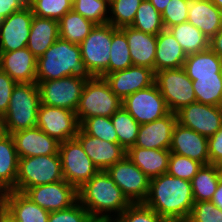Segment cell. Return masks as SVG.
<instances>
[{
    "label": "cell",
    "mask_w": 222,
    "mask_h": 222,
    "mask_svg": "<svg viewBox=\"0 0 222 222\" xmlns=\"http://www.w3.org/2000/svg\"><path fill=\"white\" fill-rule=\"evenodd\" d=\"M112 43V25L96 24L89 35L79 44L81 58L93 77L109 74Z\"/></svg>",
    "instance_id": "52a82bcc"
},
{
    "label": "cell",
    "mask_w": 222,
    "mask_h": 222,
    "mask_svg": "<svg viewBox=\"0 0 222 222\" xmlns=\"http://www.w3.org/2000/svg\"><path fill=\"white\" fill-rule=\"evenodd\" d=\"M41 104L37 83H17L6 113L2 116L3 132L12 134L36 127Z\"/></svg>",
    "instance_id": "277c9868"
},
{
    "label": "cell",
    "mask_w": 222,
    "mask_h": 222,
    "mask_svg": "<svg viewBox=\"0 0 222 222\" xmlns=\"http://www.w3.org/2000/svg\"><path fill=\"white\" fill-rule=\"evenodd\" d=\"M106 172L131 204L143 203L148 195L150 178L126 155Z\"/></svg>",
    "instance_id": "8fae6325"
},
{
    "label": "cell",
    "mask_w": 222,
    "mask_h": 222,
    "mask_svg": "<svg viewBox=\"0 0 222 222\" xmlns=\"http://www.w3.org/2000/svg\"><path fill=\"white\" fill-rule=\"evenodd\" d=\"M168 30L181 45L186 55L209 49L210 39L188 21L171 26Z\"/></svg>",
    "instance_id": "4dcf8cb0"
},
{
    "label": "cell",
    "mask_w": 222,
    "mask_h": 222,
    "mask_svg": "<svg viewBox=\"0 0 222 222\" xmlns=\"http://www.w3.org/2000/svg\"><path fill=\"white\" fill-rule=\"evenodd\" d=\"M0 69L16 83L37 82V58L27 47L0 53Z\"/></svg>",
    "instance_id": "7402d4cb"
},
{
    "label": "cell",
    "mask_w": 222,
    "mask_h": 222,
    "mask_svg": "<svg viewBox=\"0 0 222 222\" xmlns=\"http://www.w3.org/2000/svg\"><path fill=\"white\" fill-rule=\"evenodd\" d=\"M78 201L91 217H117L131 204L104 170L78 189Z\"/></svg>",
    "instance_id": "3957f363"
},
{
    "label": "cell",
    "mask_w": 222,
    "mask_h": 222,
    "mask_svg": "<svg viewBox=\"0 0 222 222\" xmlns=\"http://www.w3.org/2000/svg\"><path fill=\"white\" fill-rule=\"evenodd\" d=\"M117 218L119 222H167L143 203L130 204Z\"/></svg>",
    "instance_id": "7bdbcfd3"
},
{
    "label": "cell",
    "mask_w": 222,
    "mask_h": 222,
    "mask_svg": "<svg viewBox=\"0 0 222 222\" xmlns=\"http://www.w3.org/2000/svg\"><path fill=\"white\" fill-rule=\"evenodd\" d=\"M183 69L192 81L197 77L222 76L220 57L210 48L187 55Z\"/></svg>",
    "instance_id": "f546056e"
},
{
    "label": "cell",
    "mask_w": 222,
    "mask_h": 222,
    "mask_svg": "<svg viewBox=\"0 0 222 222\" xmlns=\"http://www.w3.org/2000/svg\"><path fill=\"white\" fill-rule=\"evenodd\" d=\"M202 163L189 157L171 153L169 157L167 174L191 181L202 167Z\"/></svg>",
    "instance_id": "b9f144b4"
},
{
    "label": "cell",
    "mask_w": 222,
    "mask_h": 222,
    "mask_svg": "<svg viewBox=\"0 0 222 222\" xmlns=\"http://www.w3.org/2000/svg\"><path fill=\"white\" fill-rule=\"evenodd\" d=\"M73 76L86 81L93 76L81 58L79 44L68 42L60 37L37 59V82L57 80Z\"/></svg>",
    "instance_id": "7a4b0ae2"
},
{
    "label": "cell",
    "mask_w": 222,
    "mask_h": 222,
    "mask_svg": "<svg viewBox=\"0 0 222 222\" xmlns=\"http://www.w3.org/2000/svg\"><path fill=\"white\" fill-rule=\"evenodd\" d=\"M119 29L126 35L133 65L148 67L155 73L157 35L146 34L131 26Z\"/></svg>",
    "instance_id": "603a6c76"
},
{
    "label": "cell",
    "mask_w": 222,
    "mask_h": 222,
    "mask_svg": "<svg viewBox=\"0 0 222 222\" xmlns=\"http://www.w3.org/2000/svg\"><path fill=\"white\" fill-rule=\"evenodd\" d=\"M143 204L167 222L186 221L194 204L191 181L167 173L151 178L148 195Z\"/></svg>",
    "instance_id": "6da1fadb"
},
{
    "label": "cell",
    "mask_w": 222,
    "mask_h": 222,
    "mask_svg": "<svg viewBox=\"0 0 222 222\" xmlns=\"http://www.w3.org/2000/svg\"><path fill=\"white\" fill-rule=\"evenodd\" d=\"M192 83L196 102L222 107V76L197 77Z\"/></svg>",
    "instance_id": "836d02e7"
},
{
    "label": "cell",
    "mask_w": 222,
    "mask_h": 222,
    "mask_svg": "<svg viewBox=\"0 0 222 222\" xmlns=\"http://www.w3.org/2000/svg\"><path fill=\"white\" fill-rule=\"evenodd\" d=\"M189 3L190 0H170L161 14L165 29L188 20Z\"/></svg>",
    "instance_id": "ee69618b"
},
{
    "label": "cell",
    "mask_w": 222,
    "mask_h": 222,
    "mask_svg": "<svg viewBox=\"0 0 222 222\" xmlns=\"http://www.w3.org/2000/svg\"><path fill=\"white\" fill-rule=\"evenodd\" d=\"M0 222H18V221L1 206Z\"/></svg>",
    "instance_id": "db71d44e"
},
{
    "label": "cell",
    "mask_w": 222,
    "mask_h": 222,
    "mask_svg": "<svg viewBox=\"0 0 222 222\" xmlns=\"http://www.w3.org/2000/svg\"><path fill=\"white\" fill-rule=\"evenodd\" d=\"M176 124L177 115L173 112L153 122L140 124L135 146L145 149H169Z\"/></svg>",
    "instance_id": "44dd1931"
},
{
    "label": "cell",
    "mask_w": 222,
    "mask_h": 222,
    "mask_svg": "<svg viewBox=\"0 0 222 222\" xmlns=\"http://www.w3.org/2000/svg\"><path fill=\"white\" fill-rule=\"evenodd\" d=\"M169 222H188V221L186 220V221H169Z\"/></svg>",
    "instance_id": "6125c7cd"
},
{
    "label": "cell",
    "mask_w": 222,
    "mask_h": 222,
    "mask_svg": "<svg viewBox=\"0 0 222 222\" xmlns=\"http://www.w3.org/2000/svg\"><path fill=\"white\" fill-rule=\"evenodd\" d=\"M72 10L94 24L108 23L109 3L106 0H75Z\"/></svg>",
    "instance_id": "ab89813d"
},
{
    "label": "cell",
    "mask_w": 222,
    "mask_h": 222,
    "mask_svg": "<svg viewBox=\"0 0 222 222\" xmlns=\"http://www.w3.org/2000/svg\"><path fill=\"white\" fill-rule=\"evenodd\" d=\"M143 0H113L109 4L108 23L115 28L130 26Z\"/></svg>",
    "instance_id": "74e56055"
},
{
    "label": "cell",
    "mask_w": 222,
    "mask_h": 222,
    "mask_svg": "<svg viewBox=\"0 0 222 222\" xmlns=\"http://www.w3.org/2000/svg\"><path fill=\"white\" fill-rule=\"evenodd\" d=\"M122 107L139 123L153 122L170 113L155 82L127 96Z\"/></svg>",
    "instance_id": "7c38bea8"
},
{
    "label": "cell",
    "mask_w": 222,
    "mask_h": 222,
    "mask_svg": "<svg viewBox=\"0 0 222 222\" xmlns=\"http://www.w3.org/2000/svg\"><path fill=\"white\" fill-rule=\"evenodd\" d=\"M3 133L2 117L0 116V135Z\"/></svg>",
    "instance_id": "680465c9"
},
{
    "label": "cell",
    "mask_w": 222,
    "mask_h": 222,
    "mask_svg": "<svg viewBox=\"0 0 222 222\" xmlns=\"http://www.w3.org/2000/svg\"><path fill=\"white\" fill-rule=\"evenodd\" d=\"M186 57L187 55L181 45L168 29H164L157 34L155 73L183 67Z\"/></svg>",
    "instance_id": "83f0119b"
},
{
    "label": "cell",
    "mask_w": 222,
    "mask_h": 222,
    "mask_svg": "<svg viewBox=\"0 0 222 222\" xmlns=\"http://www.w3.org/2000/svg\"><path fill=\"white\" fill-rule=\"evenodd\" d=\"M209 48L219 57L222 56V27L209 41Z\"/></svg>",
    "instance_id": "f907efd6"
},
{
    "label": "cell",
    "mask_w": 222,
    "mask_h": 222,
    "mask_svg": "<svg viewBox=\"0 0 222 222\" xmlns=\"http://www.w3.org/2000/svg\"><path fill=\"white\" fill-rule=\"evenodd\" d=\"M17 83L0 69V116L2 117L9 106L12 91Z\"/></svg>",
    "instance_id": "7dc6e473"
},
{
    "label": "cell",
    "mask_w": 222,
    "mask_h": 222,
    "mask_svg": "<svg viewBox=\"0 0 222 222\" xmlns=\"http://www.w3.org/2000/svg\"><path fill=\"white\" fill-rule=\"evenodd\" d=\"M30 0H0V19L8 17L13 12L21 10Z\"/></svg>",
    "instance_id": "681fc988"
},
{
    "label": "cell",
    "mask_w": 222,
    "mask_h": 222,
    "mask_svg": "<svg viewBox=\"0 0 222 222\" xmlns=\"http://www.w3.org/2000/svg\"><path fill=\"white\" fill-rule=\"evenodd\" d=\"M220 173V176L222 177V159L216 164Z\"/></svg>",
    "instance_id": "6f0895ef"
},
{
    "label": "cell",
    "mask_w": 222,
    "mask_h": 222,
    "mask_svg": "<svg viewBox=\"0 0 222 222\" xmlns=\"http://www.w3.org/2000/svg\"><path fill=\"white\" fill-rule=\"evenodd\" d=\"M155 84L170 112L176 113L182 107L196 102L192 80L183 67L157 71Z\"/></svg>",
    "instance_id": "ba28073f"
},
{
    "label": "cell",
    "mask_w": 222,
    "mask_h": 222,
    "mask_svg": "<svg viewBox=\"0 0 222 222\" xmlns=\"http://www.w3.org/2000/svg\"><path fill=\"white\" fill-rule=\"evenodd\" d=\"M188 222H222V211L212 201L194 202Z\"/></svg>",
    "instance_id": "f6af8a7d"
},
{
    "label": "cell",
    "mask_w": 222,
    "mask_h": 222,
    "mask_svg": "<svg viewBox=\"0 0 222 222\" xmlns=\"http://www.w3.org/2000/svg\"><path fill=\"white\" fill-rule=\"evenodd\" d=\"M118 136V143L128 150L137 141L140 124L123 108L117 110L111 117Z\"/></svg>",
    "instance_id": "e575fe53"
},
{
    "label": "cell",
    "mask_w": 222,
    "mask_h": 222,
    "mask_svg": "<svg viewBox=\"0 0 222 222\" xmlns=\"http://www.w3.org/2000/svg\"><path fill=\"white\" fill-rule=\"evenodd\" d=\"M19 156L11 134L0 135V192L14 191L18 174Z\"/></svg>",
    "instance_id": "f1b7e54d"
},
{
    "label": "cell",
    "mask_w": 222,
    "mask_h": 222,
    "mask_svg": "<svg viewBox=\"0 0 222 222\" xmlns=\"http://www.w3.org/2000/svg\"><path fill=\"white\" fill-rule=\"evenodd\" d=\"M222 11V0H211Z\"/></svg>",
    "instance_id": "9f6ffc18"
},
{
    "label": "cell",
    "mask_w": 222,
    "mask_h": 222,
    "mask_svg": "<svg viewBox=\"0 0 222 222\" xmlns=\"http://www.w3.org/2000/svg\"><path fill=\"white\" fill-rule=\"evenodd\" d=\"M58 24L60 38L74 44H80L96 25L74 10L67 12Z\"/></svg>",
    "instance_id": "1f68e13d"
},
{
    "label": "cell",
    "mask_w": 222,
    "mask_h": 222,
    "mask_svg": "<svg viewBox=\"0 0 222 222\" xmlns=\"http://www.w3.org/2000/svg\"><path fill=\"white\" fill-rule=\"evenodd\" d=\"M177 122L207 138L222 127V107L191 103L176 112Z\"/></svg>",
    "instance_id": "5bb4252c"
},
{
    "label": "cell",
    "mask_w": 222,
    "mask_h": 222,
    "mask_svg": "<svg viewBox=\"0 0 222 222\" xmlns=\"http://www.w3.org/2000/svg\"><path fill=\"white\" fill-rule=\"evenodd\" d=\"M220 62H221V73H222V56L220 57Z\"/></svg>",
    "instance_id": "94428289"
},
{
    "label": "cell",
    "mask_w": 222,
    "mask_h": 222,
    "mask_svg": "<svg viewBox=\"0 0 222 222\" xmlns=\"http://www.w3.org/2000/svg\"><path fill=\"white\" fill-rule=\"evenodd\" d=\"M158 12L163 13L170 0H149Z\"/></svg>",
    "instance_id": "f5cc1de1"
},
{
    "label": "cell",
    "mask_w": 222,
    "mask_h": 222,
    "mask_svg": "<svg viewBox=\"0 0 222 222\" xmlns=\"http://www.w3.org/2000/svg\"><path fill=\"white\" fill-rule=\"evenodd\" d=\"M211 201L222 211V178L218 183V187L213 194Z\"/></svg>",
    "instance_id": "816d5d0a"
},
{
    "label": "cell",
    "mask_w": 222,
    "mask_h": 222,
    "mask_svg": "<svg viewBox=\"0 0 222 222\" xmlns=\"http://www.w3.org/2000/svg\"><path fill=\"white\" fill-rule=\"evenodd\" d=\"M75 138L80 142L88 157L99 170L106 171L127 154V150L119 143H111L92 137L85 134L80 128Z\"/></svg>",
    "instance_id": "ffe728a7"
},
{
    "label": "cell",
    "mask_w": 222,
    "mask_h": 222,
    "mask_svg": "<svg viewBox=\"0 0 222 222\" xmlns=\"http://www.w3.org/2000/svg\"><path fill=\"white\" fill-rule=\"evenodd\" d=\"M88 210L77 201L71 207L50 212L48 222H90Z\"/></svg>",
    "instance_id": "bcb514c9"
},
{
    "label": "cell",
    "mask_w": 222,
    "mask_h": 222,
    "mask_svg": "<svg viewBox=\"0 0 222 222\" xmlns=\"http://www.w3.org/2000/svg\"><path fill=\"white\" fill-rule=\"evenodd\" d=\"M169 150L171 153L189 157L203 165L210 164L208 138L177 122Z\"/></svg>",
    "instance_id": "d6986e66"
},
{
    "label": "cell",
    "mask_w": 222,
    "mask_h": 222,
    "mask_svg": "<svg viewBox=\"0 0 222 222\" xmlns=\"http://www.w3.org/2000/svg\"><path fill=\"white\" fill-rule=\"evenodd\" d=\"M221 178L217 165H202L191 180L194 202L211 201Z\"/></svg>",
    "instance_id": "d6a6232c"
},
{
    "label": "cell",
    "mask_w": 222,
    "mask_h": 222,
    "mask_svg": "<svg viewBox=\"0 0 222 222\" xmlns=\"http://www.w3.org/2000/svg\"><path fill=\"white\" fill-rule=\"evenodd\" d=\"M0 205H2V193L0 192Z\"/></svg>",
    "instance_id": "91938a15"
},
{
    "label": "cell",
    "mask_w": 222,
    "mask_h": 222,
    "mask_svg": "<svg viewBox=\"0 0 222 222\" xmlns=\"http://www.w3.org/2000/svg\"><path fill=\"white\" fill-rule=\"evenodd\" d=\"M170 154L169 149H145L134 145L126 155L151 179L167 173Z\"/></svg>",
    "instance_id": "484cf974"
},
{
    "label": "cell",
    "mask_w": 222,
    "mask_h": 222,
    "mask_svg": "<svg viewBox=\"0 0 222 222\" xmlns=\"http://www.w3.org/2000/svg\"><path fill=\"white\" fill-rule=\"evenodd\" d=\"M2 207L18 222H48L49 219L50 212L41 208L22 192H4Z\"/></svg>",
    "instance_id": "cb8c5ba5"
},
{
    "label": "cell",
    "mask_w": 222,
    "mask_h": 222,
    "mask_svg": "<svg viewBox=\"0 0 222 222\" xmlns=\"http://www.w3.org/2000/svg\"><path fill=\"white\" fill-rule=\"evenodd\" d=\"M187 21L211 39L222 27V11L211 0H190Z\"/></svg>",
    "instance_id": "d4e9b609"
},
{
    "label": "cell",
    "mask_w": 222,
    "mask_h": 222,
    "mask_svg": "<svg viewBox=\"0 0 222 222\" xmlns=\"http://www.w3.org/2000/svg\"><path fill=\"white\" fill-rule=\"evenodd\" d=\"M90 222H119L117 217H91Z\"/></svg>",
    "instance_id": "11a10c76"
},
{
    "label": "cell",
    "mask_w": 222,
    "mask_h": 222,
    "mask_svg": "<svg viewBox=\"0 0 222 222\" xmlns=\"http://www.w3.org/2000/svg\"><path fill=\"white\" fill-rule=\"evenodd\" d=\"M11 136L19 158L59 154L60 143L38 127L19 130Z\"/></svg>",
    "instance_id": "ac0fdd59"
},
{
    "label": "cell",
    "mask_w": 222,
    "mask_h": 222,
    "mask_svg": "<svg viewBox=\"0 0 222 222\" xmlns=\"http://www.w3.org/2000/svg\"><path fill=\"white\" fill-rule=\"evenodd\" d=\"M59 37L58 21L34 15L26 47L38 59Z\"/></svg>",
    "instance_id": "4316f807"
},
{
    "label": "cell",
    "mask_w": 222,
    "mask_h": 222,
    "mask_svg": "<svg viewBox=\"0 0 222 222\" xmlns=\"http://www.w3.org/2000/svg\"><path fill=\"white\" fill-rule=\"evenodd\" d=\"M130 26L151 35H157L165 29L161 13L156 10L149 0L141 2Z\"/></svg>",
    "instance_id": "d590c367"
},
{
    "label": "cell",
    "mask_w": 222,
    "mask_h": 222,
    "mask_svg": "<svg viewBox=\"0 0 222 222\" xmlns=\"http://www.w3.org/2000/svg\"><path fill=\"white\" fill-rule=\"evenodd\" d=\"M58 153L64 180L77 190L99 171L76 138L61 142Z\"/></svg>",
    "instance_id": "9c48e42d"
},
{
    "label": "cell",
    "mask_w": 222,
    "mask_h": 222,
    "mask_svg": "<svg viewBox=\"0 0 222 222\" xmlns=\"http://www.w3.org/2000/svg\"><path fill=\"white\" fill-rule=\"evenodd\" d=\"M71 0H30L29 6L35 16L59 21L72 10Z\"/></svg>",
    "instance_id": "60d3db41"
},
{
    "label": "cell",
    "mask_w": 222,
    "mask_h": 222,
    "mask_svg": "<svg viewBox=\"0 0 222 222\" xmlns=\"http://www.w3.org/2000/svg\"><path fill=\"white\" fill-rule=\"evenodd\" d=\"M103 78L111 91L123 101L134 92L151 86L155 82V73L148 67L132 65Z\"/></svg>",
    "instance_id": "e0dca14e"
},
{
    "label": "cell",
    "mask_w": 222,
    "mask_h": 222,
    "mask_svg": "<svg viewBox=\"0 0 222 222\" xmlns=\"http://www.w3.org/2000/svg\"><path fill=\"white\" fill-rule=\"evenodd\" d=\"M36 127L61 143L74 139L80 125L75 112L40 104Z\"/></svg>",
    "instance_id": "4fadbf2b"
},
{
    "label": "cell",
    "mask_w": 222,
    "mask_h": 222,
    "mask_svg": "<svg viewBox=\"0 0 222 222\" xmlns=\"http://www.w3.org/2000/svg\"><path fill=\"white\" fill-rule=\"evenodd\" d=\"M85 134L111 143H118V136L110 117L95 116L85 119L79 127Z\"/></svg>",
    "instance_id": "f35d334b"
},
{
    "label": "cell",
    "mask_w": 222,
    "mask_h": 222,
    "mask_svg": "<svg viewBox=\"0 0 222 222\" xmlns=\"http://www.w3.org/2000/svg\"><path fill=\"white\" fill-rule=\"evenodd\" d=\"M109 4L113 1V0H106Z\"/></svg>",
    "instance_id": "be15d7a7"
},
{
    "label": "cell",
    "mask_w": 222,
    "mask_h": 222,
    "mask_svg": "<svg viewBox=\"0 0 222 222\" xmlns=\"http://www.w3.org/2000/svg\"><path fill=\"white\" fill-rule=\"evenodd\" d=\"M64 180L59 154L19 158L15 190L24 193L28 188Z\"/></svg>",
    "instance_id": "8992f818"
},
{
    "label": "cell",
    "mask_w": 222,
    "mask_h": 222,
    "mask_svg": "<svg viewBox=\"0 0 222 222\" xmlns=\"http://www.w3.org/2000/svg\"><path fill=\"white\" fill-rule=\"evenodd\" d=\"M122 105V100L111 91L104 78L93 77L84 84L75 112L77 121L80 125L87 118L111 117Z\"/></svg>",
    "instance_id": "5b68a950"
},
{
    "label": "cell",
    "mask_w": 222,
    "mask_h": 222,
    "mask_svg": "<svg viewBox=\"0 0 222 222\" xmlns=\"http://www.w3.org/2000/svg\"><path fill=\"white\" fill-rule=\"evenodd\" d=\"M85 82L86 80L73 76L36 82L41 104L76 112Z\"/></svg>",
    "instance_id": "30bf717a"
},
{
    "label": "cell",
    "mask_w": 222,
    "mask_h": 222,
    "mask_svg": "<svg viewBox=\"0 0 222 222\" xmlns=\"http://www.w3.org/2000/svg\"><path fill=\"white\" fill-rule=\"evenodd\" d=\"M24 194L49 212L67 209L78 201V190L65 180L28 188Z\"/></svg>",
    "instance_id": "9a60e30c"
},
{
    "label": "cell",
    "mask_w": 222,
    "mask_h": 222,
    "mask_svg": "<svg viewBox=\"0 0 222 222\" xmlns=\"http://www.w3.org/2000/svg\"><path fill=\"white\" fill-rule=\"evenodd\" d=\"M33 12L29 5L13 12L0 23V53L26 48Z\"/></svg>",
    "instance_id": "2e32d148"
},
{
    "label": "cell",
    "mask_w": 222,
    "mask_h": 222,
    "mask_svg": "<svg viewBox=\"0 0 222 222\" xmlns=\"http://www.w3.org/2000/svg\"><path fill=\"white\" fill-rule=\"evenodd\" d=\"M130 48L126 35L112 25V43L109 61V74L132 66Z\"/></svg>",
    "instance_id": "8d00e7d4"
},
{
    "label": "cell",
    "mask_w": 222,
    "mask_h": 222,
    "mask_svg": "<svg viewBox=\"0 0 222 222\" xmlns=\"http://www.w3.org/2000/svg\"><path fill=\"white\" fill-rule=\"evenodd\" d=\"M208 155L210 164H217L222 159V127L208 137Z\"/></svg>",
    "instance_id": "c3c4849f"
}]
</instances>
